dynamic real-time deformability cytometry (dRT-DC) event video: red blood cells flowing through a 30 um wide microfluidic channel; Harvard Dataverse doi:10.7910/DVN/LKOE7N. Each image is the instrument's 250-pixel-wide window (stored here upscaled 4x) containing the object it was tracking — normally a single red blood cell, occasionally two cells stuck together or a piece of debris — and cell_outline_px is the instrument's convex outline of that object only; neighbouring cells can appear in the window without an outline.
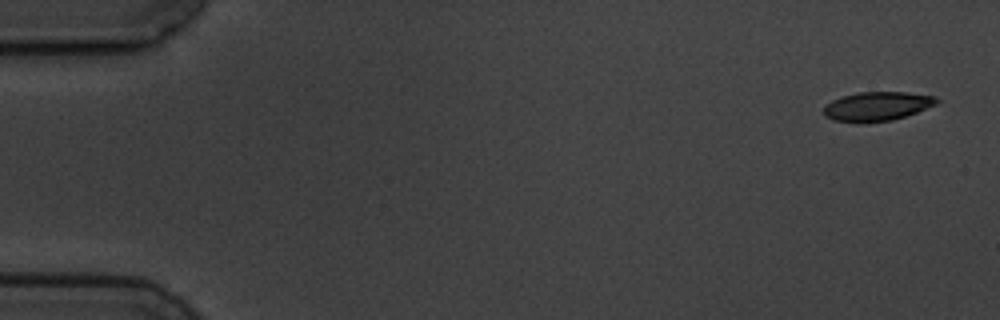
{"species": "common noctule bat (a hibernating species)", "species_latin": "Nyctalus noctula", "temperature_condition": "cold", "stored_images_in_passage": 6, "camera_frame_rate_fps": 3000, "um_per_image_px": 0.085, "animal": {"sex": "male", "body_mass_g": 19.5, "forearm_length_mm": 54.6}, "frame": {"image": 1, "passage_image": 1, "time_ms": 0.0, "image_size_px": [1000, 320], "cell_outline_px": [[940, 100], [936, 104], [916, 112], [892, 120], [860, 124], [832, 120], [824, 116], [824, 104], [832, 100], [844, 96], [860, 92], [908, 92], [936, 96]], "centroid_in_image_um": [74.52, 9.05], "position_along_channel_um": 10.5, "area_um2": 19.36}}
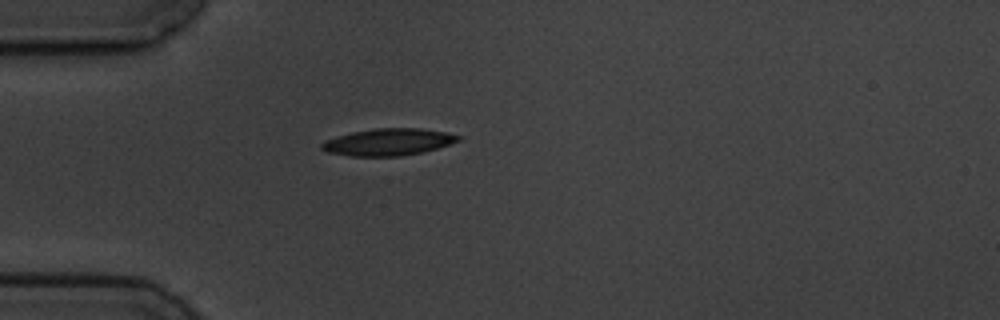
{"frame": {"image": 2, "passage_image": 5, "time_ms": 4.667, "image_size_px": [1000, 320], "cell_outline_px": [[460, 140], [436, 148], [420, 152], [400, 156], [352, 156], [328, 152], [320, 148], [320, 144], [324, 140], [352, 132], [376, 128], [420, 128], [444, 132], [460, 136]], "centroid_in_image_um": [32.95, 12.07], "position_along_channel_um": 52.0, "area_um2": 21.15}}